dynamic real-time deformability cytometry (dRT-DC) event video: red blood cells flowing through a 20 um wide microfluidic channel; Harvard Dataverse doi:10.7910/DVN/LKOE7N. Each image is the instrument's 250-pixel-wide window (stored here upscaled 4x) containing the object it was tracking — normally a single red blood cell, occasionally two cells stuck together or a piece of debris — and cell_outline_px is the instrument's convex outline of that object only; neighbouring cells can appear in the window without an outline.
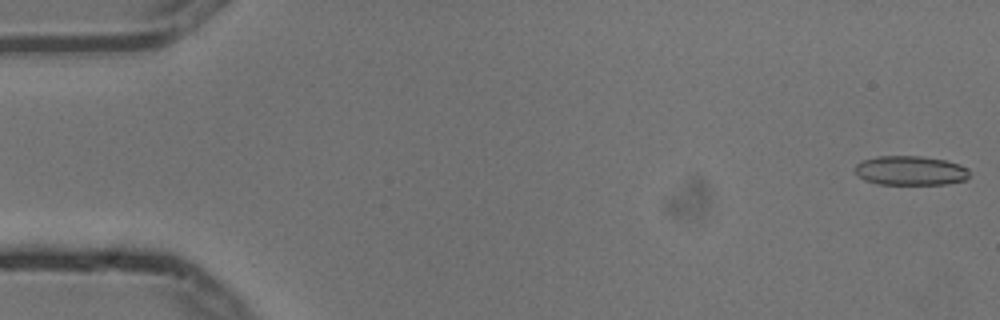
{"species": "common noctule bat (a hibernating species)", "species_latin": "Nyctalus noctula", "temperature_condition": "cold", "stored_images_in_passage": 8, "camera_frame_rate_fps": 3000, "um_per_image_px": 0.085, "animal": {"sex": "male", "body_mass_g": 13.3}, "frame": {"image": 1, "passage_image": 1, "time_ms": 0.0, "image_size_px": [1000, 320], "cell_outline_px": [[968, 176], [964, 180], [948, 184], [876, 184], [864, 180], [856, 172], [856, 164], [860, 160], [876, 156], [920, 156], [944, 160], [960, 164], [968, 168]], "centroid_in_image_um": [77.37, 14.5], "position_along_channel_um": 7.6, "area_um2": 19.59}}
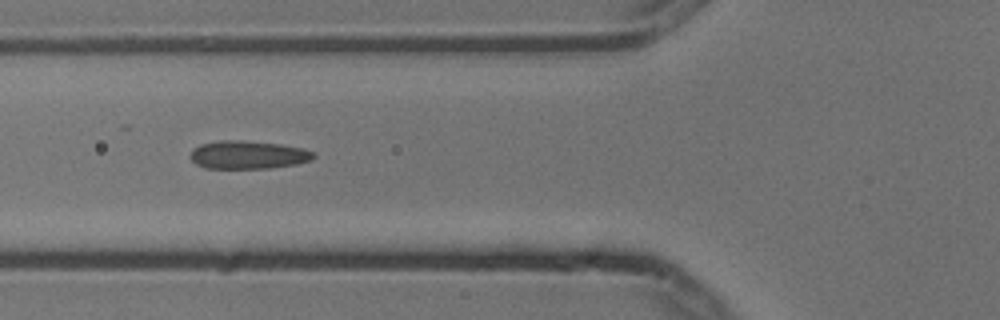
{"frame": {"image": 2, "passage_image": 6, "time_ms": 1.667, "image_size_px": [1000, 320], "cell_outline_px": [[316, 156], [312, 160], [296, 164], [268, 168], [204, 168], [196, 164], [188, 156], [192, 148], [200, 144], [220, 140], [240, 140], [280, 144], [304, 148], [312, 152]], "centroid_in_image_um": [21.05, 13.16], "position_along_channel_um": 104.8, "area_um2": 20.35}}
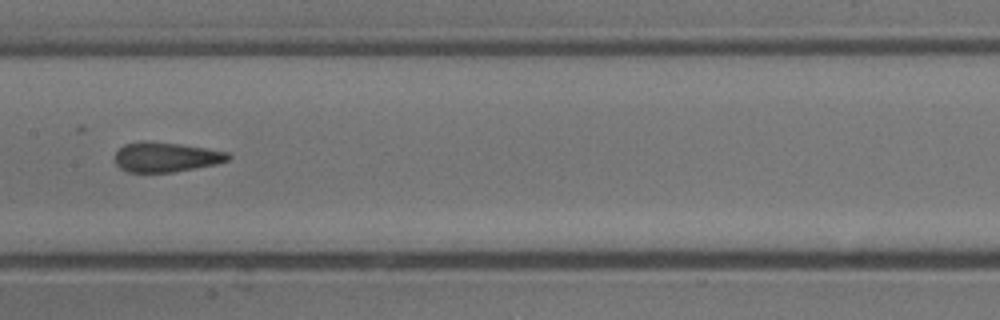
{"frame": {"image": 3, "passage_image": 8, "time_ms": 2.333, "image_size_px": [1000, 320], "cell_outline_px": [[232, 156], [228, 160], [216, 164], [172, 172], [128, 172], [120, 168], [116, 164], [116, 152], [124, 144], [144, 140], [148, 140], [180, 144], [228, 152]], "centroid_in_image_um": [14.09, 13.34], "position_along_channel_um": 193.3, "area_um2": 19.59}}